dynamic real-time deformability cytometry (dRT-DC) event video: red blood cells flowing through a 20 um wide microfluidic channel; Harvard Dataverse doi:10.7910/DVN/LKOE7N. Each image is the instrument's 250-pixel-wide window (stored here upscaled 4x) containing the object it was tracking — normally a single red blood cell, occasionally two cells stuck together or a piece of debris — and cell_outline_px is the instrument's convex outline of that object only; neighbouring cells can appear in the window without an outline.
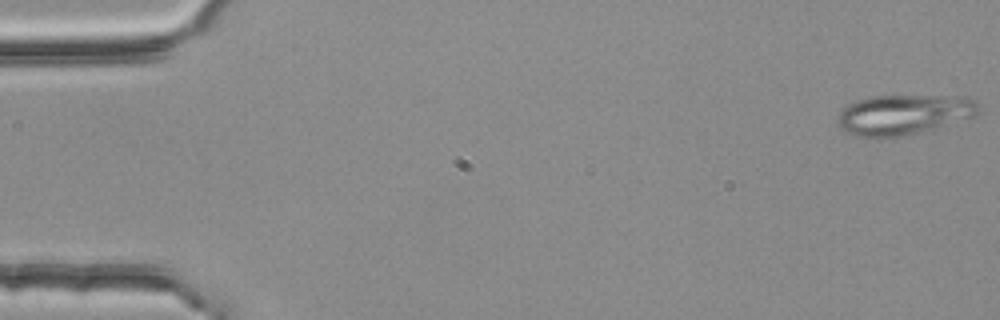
{"species": "common noctule bat (a hibernating species)", "species_latin": "Nyctalus noctula", "temperature_condition": "room temperature", "stored_images_in_passage": 17, "camera_frame_rate_fps": 3000, "um_per_image_px": 0.085, "animal": {"sex": "female", "body_mass_g": 25.1}, "frame": {"image": 1, "passage_image": 1, "time_ms": 0.0, "image_size_px": [1000, 320], "cell_outline_px": [[976, 116], [932, 132], [896, 136], [856, 136], [844, 132], [840, 128], [840, 112], [848, 104], [856, 100], [868, 96], [964, 96], [972, 100], [976, 104]], "centroid_in_image_um": [76.86, 9.75], "position_along_channel_um": 8.1, "area_um2": 33.12}}